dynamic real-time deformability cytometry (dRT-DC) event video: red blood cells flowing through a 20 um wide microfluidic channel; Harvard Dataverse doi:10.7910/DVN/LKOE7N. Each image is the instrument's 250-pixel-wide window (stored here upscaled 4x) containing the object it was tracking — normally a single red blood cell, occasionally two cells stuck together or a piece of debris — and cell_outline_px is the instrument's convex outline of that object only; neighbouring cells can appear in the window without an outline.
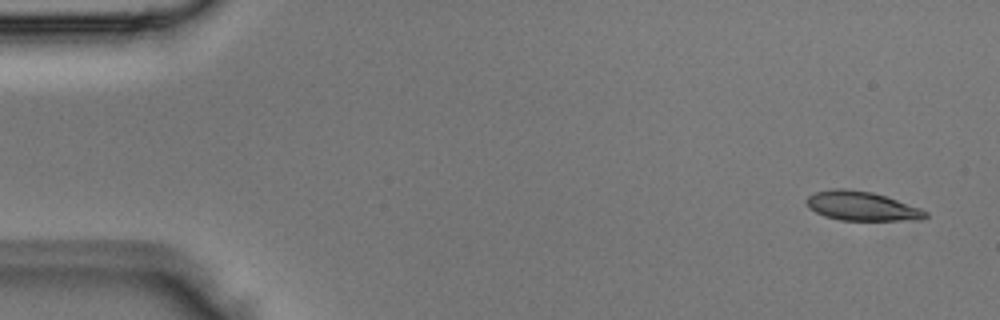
{"species": "Egyptian fruit bat (a non-hibernating species)", "species_latin": "Rousettus aegyptiacus", "temperature_condition": "room temperature", "stored_images_in_passage": 5, "camera_frame_rate_fps": 3000, "um_per_image_px": 0.085, "animal": {"sex": "male"}, "frame": {"image": 1, "passage_image": 5, "time_ms": 1.333, "image_size_px": [1000, 320], "cell_outline_px": [[928, 216], [920, 220], [840, 220], [824, 216], [808, 208], [804, 200], [808, 196], [816, 192], [832, 188], [844, 188], [872, 192], [920, 208], [928, 212]], "centroid_in_image_um": [73.21, 17.52], "position_along_channel_um": 11.8, "area_um2": 20.23}}